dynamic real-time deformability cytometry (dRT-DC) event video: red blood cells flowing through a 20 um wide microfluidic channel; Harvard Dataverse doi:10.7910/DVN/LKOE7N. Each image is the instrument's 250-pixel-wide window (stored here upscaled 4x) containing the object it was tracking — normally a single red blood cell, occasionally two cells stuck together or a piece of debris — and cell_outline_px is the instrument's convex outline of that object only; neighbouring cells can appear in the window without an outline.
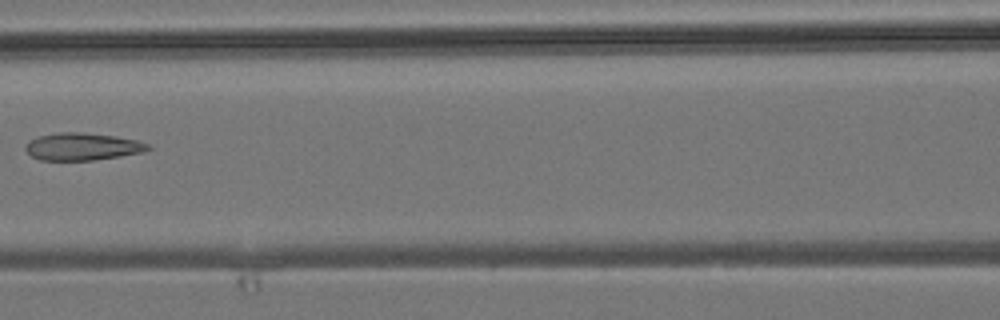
{"species": "common noctule bat (a hibernating species)", "species_latin": "Nyctalus noctula", "temperature_condition": "room temperature", "stored_images_in_passage": 7, "camera_frame_rate_fps": 3000, "um_per_image_px": 0.085, "animal": {"sex": "male", "body_mass_g": 19.2, "forearm_length_mm": 51.8}, "frame": {"image": 1, "passage_image": 6, "time_ms": 6.667, "image_size_px": [1000, 320], "cell_outline_px": [[152, 148], [140, 152], [120, 156], [92, 160], [40, 160], [32, 156], [24, 148], [24, 144], [28, 140], [36, 136], [56, 132], [84, 132], [116, 136], [136, 140], [148, 144]], "centroid_in_image_um": [6.93, 12.44], "position_along_channel_um": 159.7, "area_um2": 19.65}}
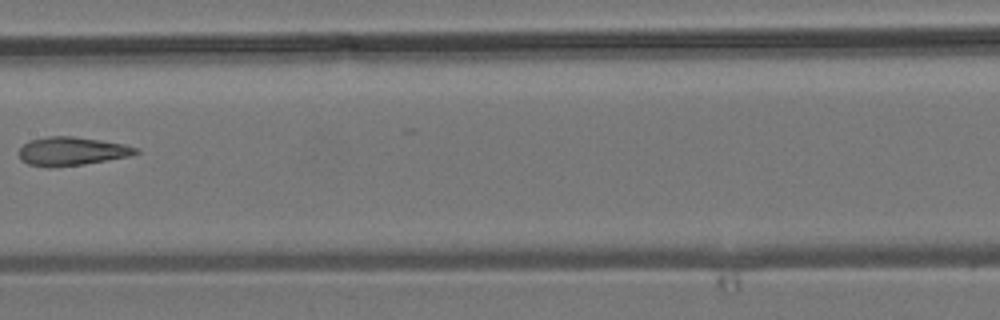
{"frame": {"image": 2, "passage_image": 7, "time_ms": 7.667, "image_size_px": [1000, 320], "cell_outline_px": [[140, 152], [128, 156], [84, 164], [48, 168], [28, 164], [20, 160], [20, 148], [24, 144], [32, 140], [48, 136], [72, 136], [100, 140], [124, 144], [140, 148]], "centroid_in_image_um": [6.1, 12.86], "position_along_channel_um": 201.3, "area_um2": 19.36}}